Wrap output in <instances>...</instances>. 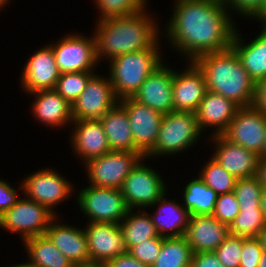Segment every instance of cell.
Segmentation results:
<instances>
[{"label":"cell","mask_w":266,"mask_h":267,"mask_svg":"<svg viewBox=\"0 0 266 267\" xmlns=\"http://www.w3.org/2000/svg\"><path fill=\"white\" fill-rule=\"evenodd\" d=\"M226 4L211 0H175L165 37L186 61L232 45L236 25ZM167 33V34H166Z\"/></svg>","instance_id":"6da1fadb"},{"label":"cell","mask_w":266,"mask_h":267,"mask_svg":"<svg viewBox=\"0 0 266 267\" xmlns=\"http://www.w3.org/2000/svg\"><path fill=\"white\" fill-rule=\"evenodd\" d=\"M145 9L139 13L96 21V58H113L144 49H150L159 39L160 30L154 17ZM154 19V20H153Z\"/></svg>","instance_id":"7a4b0ae2"},{"label":"cell","mask_w":266,"mask_h":267,"mask_svg":"<svg viewBox=\"0 0 266 267\" xmlns=\"http://www.w3.org/2000/svg\"><path fill=\"white\" fill-rule=\"evenodd\" d=\"M203 72L207 90L221 94L239 107H249L254 99L255 82L231 46L203 54L193 61Z\"/></svg>","instance_id":"3957f363"},{"label":"cell","mask_w":266,"mask_h":267,"mask_svg":"<svg viewBox=\"0 0 266 267\" xmlns=\"http://www.w3.org/2000/svg\"><path fill=\"white\" fill-rule=\"evenodd\" d=\"M158 40L150 49L126 53L109 61V79L116 97H133L146 78L162 63Z\"/></svg>","instance_id":"277c9868"},{"label":"cell","mask_w":266,"mask_h":267,"mask_svg":"<svg viewBox=\"0 0 266 267\" xmlns=\"http://www.w3.org/2000/svg\"><path fill=\"white\" fill-rule=\"evenodd\" d=\"M201 133L195 112L172 110L163 115L156 143L145 159L183 153L199 141Z\"/></svg>","instance_id":"5b68a950"},{"label":"cell","mask_w":266,"mask_h":267,"mask_svg":"<svg viewBox=\"0 0 266 267\" xmlns=\"http://www.w3.org/2000/svg\"><path fill=\"white\" fill-rule=\"evenodd\" d=\"M76 199L88 222L119 224L130 210L120 189L88 185Z\"/></svg>","instance_id":"8992f818"},{"label":"cell","mask_w":266,"mask_h":267,"mask_svg":"<svg viewBox=\"0 0 266 267\" xmlns=\"http://www.w3.org/2000/svg\"><path fill=\"white\" fill-rule=\"evenodd\" d=\"M141 152L110 151L84 164L90 185L120 189L122 183L144 159Z\"/></svg>","instance_id":"52a82bcc"},{"label":"cell","mask_w":266,"mask_h":267,"mask_svg":"<svg viewBox=\"0 0 266 267\" xmlns=\"http://www.w3.org/2000/svg\"><path fill=\"white\" fill-rule=\"evenodd\" d=\"M46 206L28 198L17 203L0 217V227L10 233L20 234L22 240L45 234L56 217Z\"/></svg>","instance_id":"ba28073f"},{"label":"cell","mask_w":266,"mask_h":267,"mask_svg":"<svg viewBox=\"0 0 266 267\" xmlns=\"http://www.w3.org/2000/svg\"><path fill=\"white\" fill-rule=\"evenodd\" d=\"M142 159L122 183L120 191L130 209L154 205L166 192L164 178Z\"/></svg>","instance_id":"9c48e42d"},{"label":"cell","mask_w":266,"mask_h":267,"mask_svg":"<svg viewBox=\"0 0 266 267\" xmlns=\"http://www.w3.org/2000/svg\"><path fill=\"white\" fill-rule=\"evenodd\" d=\"M50 46L60 73L94 71L99 64L94 35L84 37L82 34L69 33Z\"/></svg>","instance_id":"30bf717a"},{"label":"cell","mask_w":266,"mask_h":267,"mask_svg":"<svg viewBox=\"0 0 266 267\" xmlns=\"http://www.w3.org/2000/svg\"><path fill=\"white\" fill-rule=\"evenodd\" d=\"M23 180L20 188L24 197L46 206L55 215L54 207L69 199L74 192L73 184L54 169L36 171Z\"/></svg>","instance_id":"8fae6325"},{"label":"cell","mask_w":266,"mask_h":267,"mask_svg":"<svg viewBox=\"0 0 266 267\" xmlns=\"http://www.w3.org/2000/svg\"><path fill=\"white\" fill-rule=\"evenodd\" d=\"M119 102L109 77L94 74L72 104L73 120H100Z\"/></svg>","instance_id":"7c38bea8"},{"label":"cell","mask_w":266,"mask_h":267,"mask_svg":"<svg viewBox=\"0 0 266 267\" xmlns=\"http://www.w3.org/2000/svg\"><path fill=\"white\" fill-rule=\"evenodd\" d=\"M266 115L252 106L240 107L226 131L227 140L255 152L262 158L265 142Z\"/></svg>","instance_id":"4fadbf2b"},{"label":"cell","mask_w":266,"mask_h":267,"mask_svg":"<svg viewBox=\"0 0 266 267\" xmlns=\"http://www.w3.org/2000/svg\"><path fill=\"white\" fill-rule=\"evenodd\" d=\"M125 107L135 147L145 156L155 145L163 114L132 97L119 100Z\"/></svg>","instance_id":"5bb4252c"},{"label":"cell","mask_w":266,"mask_h":267,"mask_svg":"<svg viewBox=\"0 0 266 267\" xmlns=\"http://www.w3.org/2000/svg\"><path fill=\"white\" fill-rule=\"evenodd\" d=\"M22 70L20 84L27 93L55 89L61 74L56 65L53 48L49 44L34 52Z\"/></svg>","instance_id":"9a60e30c"},{"label":"cell","mask_w":266,"mask_h":267,"mask_svg":"<svg viewBox=\"0 0 266 267\" xmlns=\"http://www.w3.org/2000/svg\"><path fill=\"white\" fill-rule=\"evenodd\" d=\"M83 229L90 261L108 262L127 251L119 224L88 222Z\"/></svg>","instance_id":"2e32d148"},{"label":"cell","mask_w":266,"mask_h":267,"mask_svg":"<svg viewBox=\"0 0 266 267\" xmlns=\"http://www.w3.org/2000/svg\"><path fill=\"white\" fill-rule=\"evenodd\" d=\"M173 69L161 64L132 97L163 115L173 110Z\"/></svg>","instance_id":"e0dca14e"},{"label":"cell","mask_w":266,"mask_h":267,"mask_svg":"<svg viewBox=\"0 0 266 267\" xmlns=\"http://www.w3.org/2000/svg\"><path fill=\"white\" fill-rule=\"evenodd\" d=\"M186 63L189 64L184 71L173 70V110L196 112L207 85L198 66L193 61Z\"/></svg>","instance_id":"ac0fdd59"},{"label":"cell","mask_w":266,"mask_h":267,"mask_svg":"<svg viewBox=\"0 0 266 267\" xmlns=\"http://www.w3.org/2000/svg\"><path fill=\"white\" fill-rule=\"evenodd\" d=\"M215 142L211 155L228 173L236 179L255 176L259 155L227 140L223 135L210 136ZM217 147V148H216Z\"/></svg>","instance_id":"d6986e66"},{"label":"cell","mask_w":266,"mask_h":267,"mask_svg":"<svg viewBox=\"0 0 266 267\" xmlns=\"http://www.w3.org/2000/svg\"><path fill=\"white\" fill-rule=\"evenodd\" d=\"M229 226L213 215L190 216L185 238L193 253L215 251L229 235Z\"/></svg>","instance_id":"ffe728a7"},{"label":"cell","mask_w":266,"mask_h":267,"mask_svg":"<svg viewBox=\"0 0 266 267\" xmlns=\"http://www.w3.org/2000/svg\"><path fill=\"white\" fill-rule=\"evenodd\" d=\"M75 124V125H73ZM71 147L83 164L110 152L107 136L99 120H73Z\"/></svg>","instance_id":"44dd1931"},{"label":"cell","mask_w":266,"mask_h":267,"mask_svg":"<svg viewBox=\"0 0 266 267\" xmlns=\"http://www.w3.org/2000/svg\"><path fill=\"white\" fill-rule=\"evenodd\" d=\"M239 108L232 100L207 90L195 112L201 132L212 127V136L222 135Z\"/></svg>","instance_id":"7402d4cb"},{"label":"cell","mask_w":266,"mask_h":267,"mask_svg":"<svg viewBox=\"0 0 266 267\" xmlns=\"http://www.w3.org/2000/svg\"><path fill=\"white\" fill-rule=\"evenodd\" d=\"M57 216L50 222L45 234L74 266L90 261L87 237L83 228L57 223Z\"/></svg>","instance_id":"603a6c76"},{"label":"cell","mask_w":266,"mask_h":267,"mask_svg":"<svg viewBox=\"0 0 266 267\" xmlns=\"http://www.w3.org/2000/svg\"><path fill=\"white\" fill-rule=\"evenodd\" d=\"M29 94L34 96L31 111L35 120L56 129L73 122L72 105L55 89L38 90Z\"/></svg>","instance_id":"cb8c5ba5"},{"label":"cell","mask_w":266,"mask_h":267,"mask_svg":"<svg viewBox=\"0 0 266 267\" xmlns=\"http://www.w3.org/2000/svg\"><path fill=\"white\" fill-rule=\"evenodd\" d=\"M166 194L150 206H158L154 214L150 212L155 229L163 238L185 236L191 215L179 202L168 200Z\"/></svg>","instance_id":"d4e9b609"},{"label":"cell","mask_w":266,"mask_h":267,"mask_svg":"<svg viewBox=\"0 0 266 267\" xmlns=\"http://www.w3.org/2000/svg\"><path fill=\"white\" fill-rule=\"evenodd\" d=\"M237 30L236 28L231 46L238 54L250 78L254 82L266 78V24H262L261 32L246 44L242 43L243 36Z\"/></svg>","instance_id":"484cf974"},{"label":"cell","mask_w":266,"mask_h":267,"mask_svg":"<svg viewBox=\"0 0 266 267\" xmlns=\"http://www.w3.org/2000/svg\"><path fill=\"white\" fill-rule=\"evenodd\" d=\"M99 121L111 151L140 152L134 145L129 117L120 102L107 111Z\"/></svg>","instance_id":"4316f807"},{"label":"cell","mask_w":266,"mask_h":267,"mask_svg":"<svg viewBox=\"0 0 266 267\" xmlns=\"http://www.w3.org/2000/svg\"><path fill=\"white\" fill-rule=\"evenodd\" d=\"M28 260L38 267H75L46 234L23 241Z\"/></svg>","instance_id":"83f0119b"},{"label":"cell","mask_w":266,"mask_h":267,"mask_svg":"<svg viewBox=\"0 0 266 267\" xmlns=\"http://www.w3.org/2000/svg\"><path fill=\"white\" fill-rule=\"evenodd\" d=\"M119 225L123 232L126 250L144 240L159 237L151 215L143 209H138L137 212L130 209Z\"/></svg>","instance_id":"f1b7e54d"},{"label":"cell","mask_w":266,"mask_h":267,"mask_svg":"<svg viewBox=\"0 0 266 267\" xmlns=\"http://www.w3.org/2000/svg\"><path fill=\"white\" fill-rule=\"evenodd\" d=\"M218 194L208 187L200 177L187 182L183 193V207L193 215H212Z\"/></svg>","instance_id":"f546056e"},{"label":"cell","mask_w":266,"mask_h":267,"mask_svg":"<svg viewBox=\"0 0 266 267\" xmlns=\"http://www.w3.org/2000/svg\"><path fill=\"white\" fill-rule=\"evenodd\" d=\"M192 254L185 236L163 238L160 254L150 267H191Z\"/></svg>","instance_id":"4dcf8cb0"},{"label":"cell","mask_w":266,"mask_h":267,"mask_svg":"<svg viewBox=\"0 0 266 267\" xmlns=\"http://www.w3.org/2000/svg\"><path fill=\"white\" fill-rule=\"evenodd\" d=\"M239 209L240 212L229 226V233L243 238L257 237L266 228L260 207Z\"/></svg>","instance_id":"1f68e13d"},{"label":"cell","mask_w":266,"mask_h":267,"mask_svg":"<svg viewBox=\"0 0 266 267\" xmlns=\"http://www.w3.org/2000/svg\"><path fill=\"white\" fill-rule=\"evenodd\" d=\"M199 177L218 195L234 191L236 178L228 173L213 157L206 161Z\"/></svg>","instance_id":"d6a6232c"},{"label":"cell","mask_w":266,"mask_h":267,"mask_svg":"<svg viewBox=\"0 0 266 267\" xmlns=\"http://www.w3.org/2000/svg\"><path fill=\"white\" fill-rule=\"evenodd\" d=\"M95 71L66 72L61 73L55 90L72 105L85 89L89 79Z\"/></svg>","instance_id":"836d02e7"},{"label":"cell","mask_w":266,"mask_h":267,"mask_svg":"<svg viewBox=\"0 0 266 267\" xmlns=\"http://www.w3.org/2000/svg\"><path fill=\"white\" fill-rule=\"evenodd\" d=\"M99 10V20L123 17L139 13L145 9L147 0H94ZM98 6V7H97Z\"/></svg>","instance_id":"e575fe53"},{"label":"cell","mask_w":266,"mask_h":267,"mask_svg":"<svg viewBox=\"0 0 266 267\" xmlns=\"http://www.w3.org/2000/svg\"><path fill=\"white\" fill-rule=\"evenodd\" d=\"M263 186L257 176L236 180L234 194L239 202V208L260 207V196Z\"/></svg>","instance_id":"d590c367"},{"label":"cell","mask_w":266,"mask_h":267,"mask_svg":"<svg viewBox=\"0 0 266 267\" xmlns=\"http://www.w3.org/2000/svg\"><path fill=\"white\" fill-rule=\"evenodd\" d=\"M242 237L229 234L214 251L224 267H239Z\"/></svg>","instance_id":"8d00e7d4"},{"label":"cell","mask_w":266,"mask_h":267,"mask_svg":"<svg viewBox=\"0 0 266 267\" xmlns=\"http://www.w3.org/2000/svg\"><path fill=\"white\" fill-rule=\"evenodd\" d=\"M239 212V202L233 191L218 195L212 215L221 223L230 226Z\"/></svg>","instance_id":"74e56055"},{"label":"cell","mask_w":266,"mask_h":267,"mask_svg":"<svg viewBox=\"0 0 266 267\" xmlns=\"http://www.w3.org/2000/svg\"><path fill=\"white\" fill-rule=\"evenodd\" d=\"M163 237H155L130 247L127 251L144 264L151 266L161 251Z\"/></svg>","instance_id":"f35d334b"},{"label":"cell","mask_w":266,"mask_h":267,"mask_svg":"<svg viewBox=\"0 0 266 267\" xmlns=\"http://www.w3.org/2000/svg\"><path fill=\"white\" fill-rule=\"evenodd\" d=\"M262 253L263 250L261 243L257 237H242V249L239 267H258Z\"/></svg>","instance_id":"ab89813d"},{"label":"cell","mask_w":266,"mask_h":267,"mask_svg":"<svg viewBox=\"0 0 266 267\" xmlns=\"http://www.w3.org/2000/svg\"><path fill=\"white\" fill-rule=\"evenodd\" d=\"M226 5L231 13L235 11L237 14L252 20L264 11L266 0H227Z\"/></svg>","instance_id":"60d3db41"},{"label":"cell","mask_w":266,"mask_h":267,"mask_svg":"<svg viewBox=\"0 0 266 267\" xmlns=\"http://www.w3.org/2000/svg\"><path fill=\"white\" fill-rule=\"evenodd\" d=\"M17 189L7 181L0 179V217L11 209L20 198L17 197Z\"/></svg>","instance_id":"b9f144b4"},{"label":"cell","mask_w":266,"mask_h":267,"mask_svg":"<svg viewBox=\"0 0 266 267\" xmlns=\"http://www.w3.org/2000/svg\"><path fill=\"white\" fill-rule=\"evenodd\" d=\"M191 267H224L214 251L192 254Z\"/></svg>","instance_id":"7bdbcfd3"},{"label":"cell","mask_w":266,"mask_h":267,"mask_svg":"<svg viewBox=\"0 0 266 267\" xmlns=\"http://www.w3.org/2000/svg\"><path fill=\"white\" fill-rule=\"evenodd\" d=\"M252 107L266 115V78L255 82Z\"/></svg>","instance_id":"ee69618b"},{"label":"cell","mask_w":266,"mask_h":267,"mask_svg":"<svg viewBox=\"0 0 266 267\" xmlns=\"http://www.w3.org/2000/svg\"><path fill=\"white\" fill-rule=\"evenodd\" d=\"M109 267H150L134 258L128 251L107 262Z\"/></svg>","instance_id":"f6af8a7d"},{"label":"cell","mask_w":266,"mask_h":267,"mask_svg":"<svg viewBox=\"0 0 266 267\" xmlns=\"http://www.w3.org/2000/svg\"><path fill=\"white\" fill-rule=\"evenodd\" d=\"M256 176L262 184L263 189H266V158H259Z\"/></svg>","instance_id":"bcb514c9"},{"label":"cell","mask_w":266,"mask_h":267,"mask_svg":"<svg viewBox=\"0 0 266 267\" xmlns=\"http://www.w3.org/2000/svg\"><path fill=\"white\" fill-rule=\"evenodd\" d=\"M75 267H109L107 262H94V261H89L86 263H82L79 265H76Z\"/></svg>","instance_id":"7dc6e473"},{"label":"cell","mask_w":266,"mask_h":267,"mask_svg":"<svg viewBox=\"0 0 266 267\" xmlns=\"http://www.w3.org/2000/svg\"><path fill=\"white\" fill-rule=\"evenodd\" d=\"M260 209H261L263 217L266 221V189L262 190V193L260 196Z\"/></svg>","instance_id":"c3c4849f"},{"label":"cell","mask_w":266,"mask_h":267,"mask_svg":"<svg viewBox=\"0 0 266 267\" xmlns=\"http://www.w3.org/2000/svg\"><path fill=\"white\" fill-rule=\"evenodd\" d=\"M264 253H266V228L257 236Z\"/></svg>","instance_id":"681fc988"},{"label":"cell","mask_w":266,"mask_h":267,"mask_svg":"<svg viewBox=\"0 0 266 267\" xmlns=\"http://www.w3.org/2000/svg\"><path fill=\"white\" fill-rule=\"evenodd\" d=\"M260 24H266V7L264 11L256 18Z\"/></svg>","instance_id":"f907efd6"},{"label":"cell","mask_w":266,"mask_h":267,"mask_svg":"<svg viewBox=\"0 0 266 267\" xmlns=\"http://www.w3.org/2000/svg\"><path fill=\"white\" fill-rule=\"evenodd\" d=\"M10 267H38V266H36L35 264H33L30 261H27L26 263H21V264L18 263V265L16 264V265L10 266Z\"/></svg>","instance_id":"816d5d0a"},{"label":"cell","mask_w":266,"mask_h":267,"mask_svg":"<svg viewBox=\"0 0 266 267\" xmlns=\"http://www.w3.org/2000/svg\"><path fill=\"white\" fill-rule=\"evenodd\" d=\"M258 267H266V253H262L261 258L258 263Z\"/></svg>","instance_id":"f5cc1de1"},{"label":"cell","mask_w":266,"mask_h":267,"mask_svg":"<svg viewBox=\"0 0 266 267\" xmlns=\"http://www.w3.org/2000/svg\"><path fill=\"white\" fill-rule=\"evenodd\" d=\"M262 158H266V131H265V142L262 149Z\"/></svg>","instance_id":"db71d44e"},{"label":"cell","mask_w":266,"mask_h":267,"mask_svg":"<svg viewBox=\"0 0 266 267\" xmlns=\"http://www.w3.org/2000/svg\"><path fill=\"white\" fill-rule=\"evenodd\" d=\"M10 0H0V11L5 7L6 4L9 3Z\"/></svg>","instance_id":"11a10c76"},{"label":"cell","mask_w":266,"mask_h":267,"mask_svg":"<svg viewBox=\"0 0 266 267\" xmlns=\"http://www.w3.org/2000/svg\"><path fill=\"white\" fill-rule=\"evenodd\" d=\"M211 1H216L218 3L226 4L227 0H211Z\"/></svg>","instance_id":"9f6ffc18"}]
</instances>
